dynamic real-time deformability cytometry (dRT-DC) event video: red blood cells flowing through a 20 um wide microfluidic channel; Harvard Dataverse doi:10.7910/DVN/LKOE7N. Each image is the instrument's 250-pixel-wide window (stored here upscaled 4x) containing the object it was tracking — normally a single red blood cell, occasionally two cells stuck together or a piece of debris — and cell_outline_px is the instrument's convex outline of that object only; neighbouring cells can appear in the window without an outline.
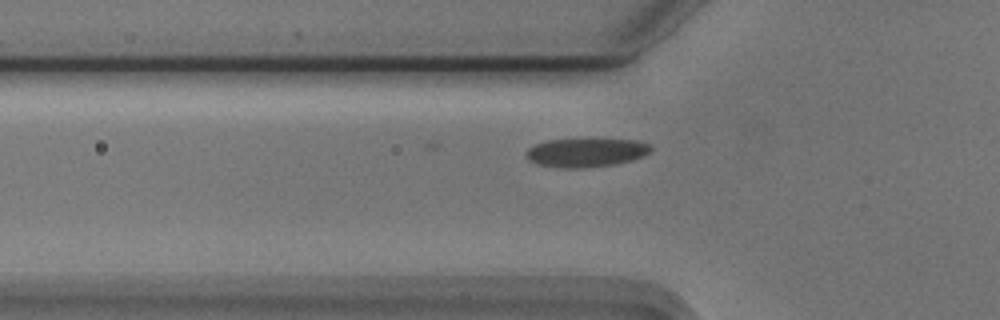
{"species": "Egyptian fruit bat (a non-hibernating species)", "species_latin": "Rousettus aegyptiacus", "temperature_condition": "cold", "stored_images_in_passage": 4, "camera_frame_rate_fps": 3000, "um_per_image_px": 0.085, "animal": {"sex": "male"}, "frame": {"image": 1, "passage_image": 4, "time_ms": 1.0, "image_size_px": [1000, 320], "cell_outline_px": [[652, 148], [644, 156], [632, 160], [616, 164], [580, 168], [560, 168], [536, 164], [528, 160], [524, 156], [524, 152], [528, 148], [536, 144], [548, 140], [640, 140], [648, 144]], "centroid_in_image_um": [49.77, 12.98], "position_along_channel_um": 76.0, "area_um2": 20.81}}